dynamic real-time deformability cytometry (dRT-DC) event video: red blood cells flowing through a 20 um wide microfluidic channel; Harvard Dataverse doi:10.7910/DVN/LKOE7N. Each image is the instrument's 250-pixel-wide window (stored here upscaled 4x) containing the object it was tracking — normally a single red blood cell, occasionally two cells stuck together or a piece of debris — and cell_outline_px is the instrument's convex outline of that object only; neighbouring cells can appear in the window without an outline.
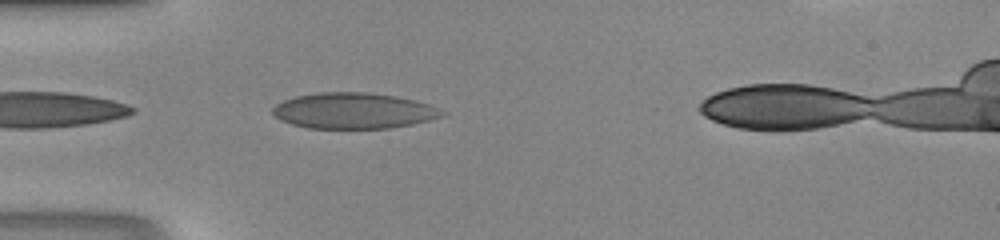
{"species": "human", "species_latin": "Homo sapiens", "temperature_condition": "room temperature", "stored_images_in_passage": 33, "camera_frame_rate_fps": 3000, "um_per_image_px": 0.085, "donor": {"sex": "male"}, "frame": {"image": 1, "passage_image": 1, "time_ms": 0.0, "image_size_px": [1000, 240], "cell_outline_px": [[448, 116], [412, 124], [388, 128], [308, 128], [292, 124], [280, 120], [272, 112], [272, 108], [276, 104], [284, 100], [296, 96], [320, 92], [364, 92], [396, 96], [416, 100], [428, 104], [448, 112]], "centroid_in_image_um": [30.11, 9.41], "position_along_channel_um": 54.9, "area_um2": 35.55}}